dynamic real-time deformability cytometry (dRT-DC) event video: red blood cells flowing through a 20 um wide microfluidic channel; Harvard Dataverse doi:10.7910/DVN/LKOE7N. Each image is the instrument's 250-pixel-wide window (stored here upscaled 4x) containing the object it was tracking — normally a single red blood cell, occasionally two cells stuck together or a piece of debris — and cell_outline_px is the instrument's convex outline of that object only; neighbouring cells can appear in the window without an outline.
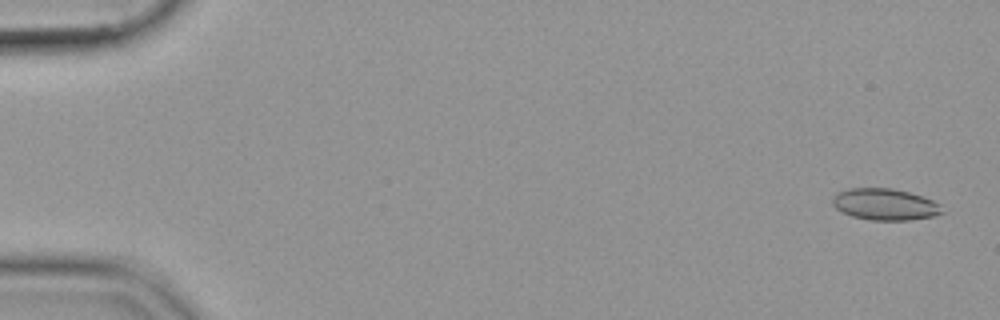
{"species": "common noctule bat (a hibernating species)", "species_latin": "Nyctalus noctula", "temperature_condition": "cold", "stored_images_in_passage": 55, "camera_frame_rate_fps": 3000, "um_per_image_px": 0.085, "animal": {"sex": "female", "body_mass_g": 19.9}, "frame": {"image": 1, "passage_image": 2, "time_ms": 0.333, "image_size_px": [1000, 320], "cell_outline_px": [[944, 212], [936, 216], [908, 220], [872, 220], [852, 216], [836, 208], [832, 204], [832, 200], [836, 192], [848, 188], [892, 188], [908, 192], [932, 200], [940, 204]], "centroid_in_image_um": [75.22, 17.37], "position_along_channel_um": 9.8, "area_um2": 20.11}}
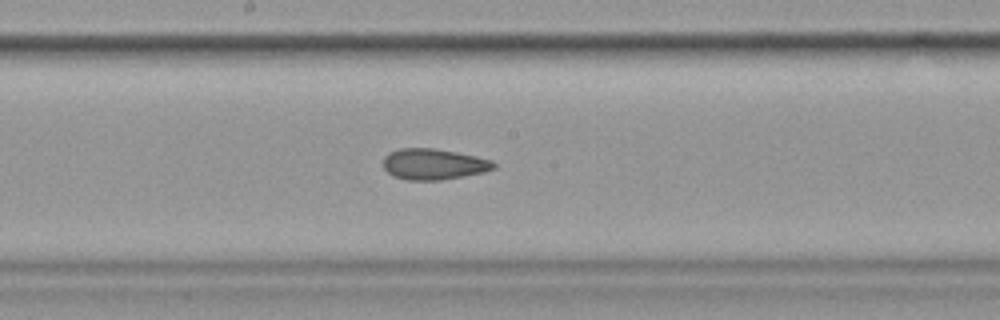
{"frame": {"image": 2, "passage_image": 30, "time_ms": 9.667, "image_size_px": [1000, 320], "cell_outline_px": [[496, 168], [484, 172], [440, 180], [408, 180], [396, 176], [388, 172], [384, 168], [384, 156], [388, 152], [400, 148], [432, 148], [456, 152], [476, 156], [492, 160], [496, 164]], "centroid_in_image_um": [36.87, 13.94], "position_along_channel_um": 211.3, "area_um2": 19.83}}
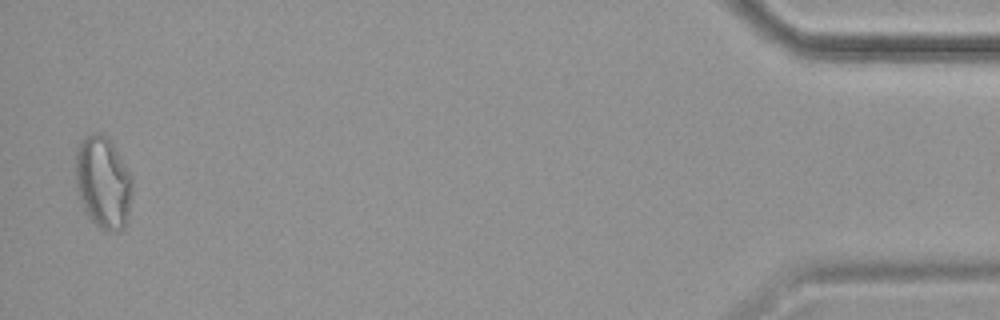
{"frame": {"image": 3, "passage_image": 54, "time_ms": 17.667, "image_size_px": [1000, 320], "cell_outline_px": [[132, 196], [128, 216], [124, 228], [120, 232], [108, 232], [100, 228], [88, 216], [80, 200], [76, 184], [76, 148], [92, 132], [100, 132], [108, 136], [112, 140], [132, 172]], "centroid_in_image_um": [8.81, 15.49], "position_along_channel_um": 426.4, "area_um2": 31.15}}